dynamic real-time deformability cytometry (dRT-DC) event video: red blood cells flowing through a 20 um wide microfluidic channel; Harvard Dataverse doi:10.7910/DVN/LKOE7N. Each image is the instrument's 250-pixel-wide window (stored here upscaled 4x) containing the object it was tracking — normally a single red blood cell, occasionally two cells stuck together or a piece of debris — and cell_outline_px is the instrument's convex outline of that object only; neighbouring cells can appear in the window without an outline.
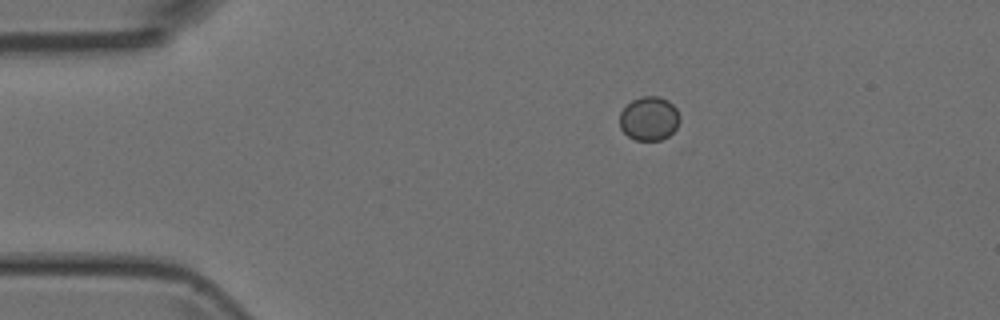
{"species": "Egyptian fruit bat (a non-hibernating species)", "species_latin": "Rousettus aegyptiacus", "temperature_condition": "room temperature", "stored_images_in_passage": 5, "camera_frame_rate_fps": 3000, "um_per_image_px": 0.085, "animal": {"sex": "female"}, "frame": {"image": 1, "passage_image": 1, "time_ms": 0.0, "image_size_px": [1000, 320], "cell_outline_px": [[680, 120], [676, 128], [668, 136], [660, 140], [636, 140], [628, 136], [620, 128], [620, 112], [632, 100], [640, 96], [656, 96], [668, 100], [676, 108], [680, 116]], "centroid_in_image_um": [55.18, 10.07], "position_along_channel_um": 29.8, "area_um2": 15.37}}
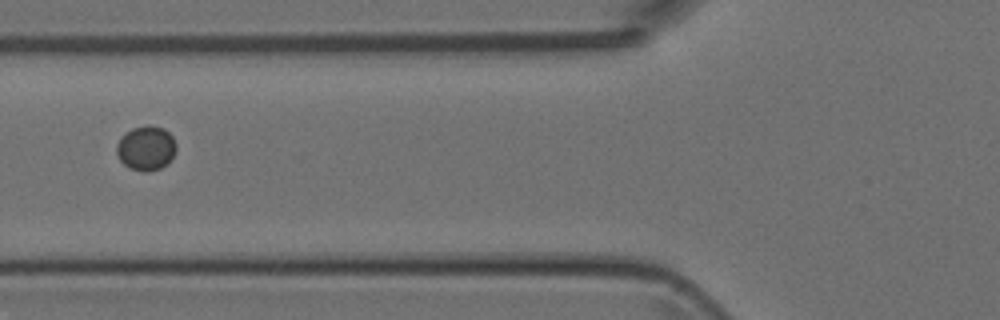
{"frame": {"image": 2, "passage_image": 4, "time_ms": 3.333, "image_size_px": [1000, 320], "cell_outline_px": [[176, 148], [172, 156], [160, 168], [144, 172], [128, 168], [120, 160], [116, 152], [116, 144], [124, 132], [132, 128], [148, 124], [164, 128], [172, 136], [176, 144]], "centroid_in_image_um": [12.37, 12.56], "position_along_channel_um": 113.4, "area_um2": 15.43}}
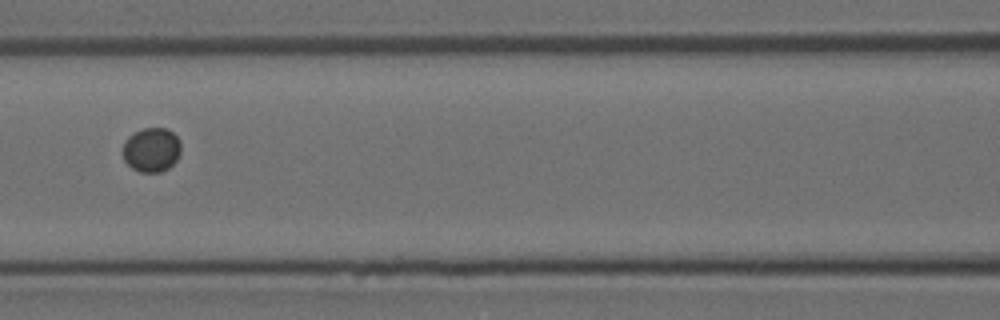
{"frame": {"image": 3, "passage_image": 5, "time_ms": 4.333, "image_size_px": [1000, 320], "cell_outline_px": [[180, 152], [176, 160], [168, 168], [160, 172], [140, 172], [132, 168], [124, 160], [120, 152], [124, 140], [132, 132], [144, 128], [168, 128], [180, 140]], "centroid_in_image_um": [12.83, 12.72], "position_along_channel_um": 153.8, "area_um2": 15.32}}